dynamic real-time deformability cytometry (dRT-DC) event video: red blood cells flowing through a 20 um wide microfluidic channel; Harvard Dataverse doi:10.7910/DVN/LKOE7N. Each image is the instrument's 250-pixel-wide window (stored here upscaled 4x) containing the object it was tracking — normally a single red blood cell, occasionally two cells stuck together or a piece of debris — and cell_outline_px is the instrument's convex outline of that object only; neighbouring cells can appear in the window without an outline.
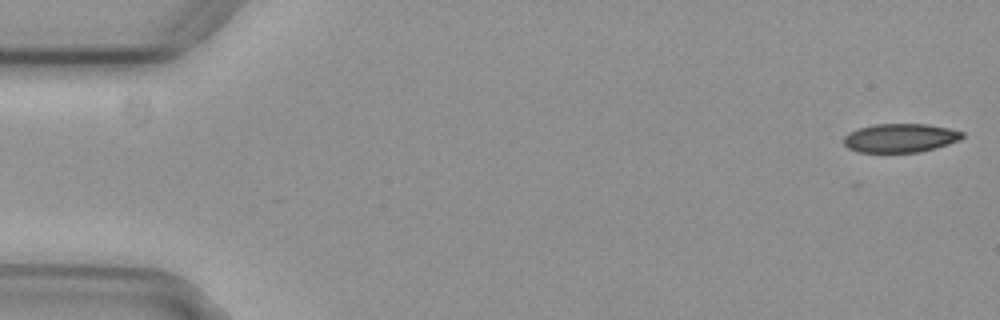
{"species": "common noctule bat (a hibernating species)", "species_latin": "Nyctalus noctula", "temperature_condition": "cold", "stored_images_in_passage": 5, "segment_of_instrument_passage": [2, 2], "camera_frame_rate_fps": 3000, "um_per_image_px": 0.085, "animal": {"sex": "female", "body_mass_g": 29.2, "forearm_length_mm": 56.3}, "frame": {"image": 1, "passage_image": 5, "time_ms": 1.333, "image_size_px": [1000, 320], "cell_outline_px": [[964, 136], [960, 140], [936, 148], [920, 152], [860, 152], [848, 148], [844, 144], [844, 136], [848, 132], [856, 128], [872, 124], [928, 124], [948, 128], [964, 132]], "centroid_in_image_um": [76.51, 11.72], "position_along_channel_um": 8.5, "area_um2": 20.06}}